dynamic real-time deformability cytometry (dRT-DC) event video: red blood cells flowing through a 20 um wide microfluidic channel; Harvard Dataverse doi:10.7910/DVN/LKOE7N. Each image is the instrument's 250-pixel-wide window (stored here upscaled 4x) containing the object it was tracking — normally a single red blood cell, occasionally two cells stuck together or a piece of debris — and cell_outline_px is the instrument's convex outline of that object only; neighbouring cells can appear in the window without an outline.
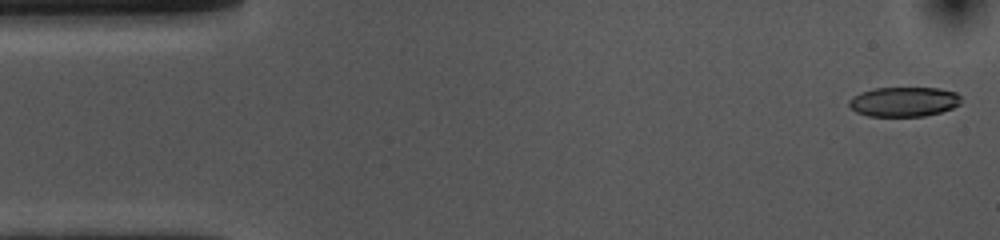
{"species": "common noctule bat (a hibernating species)", "species_latin": "Nyctalus noctula", "temperature_condition": "cold", "stored_images_in_passage": 52, "camera_frame_rate_fps": 3000, "um_per_image_px": 0.085, "animal": {"sex": "female", "body_mass_g": 10.0, "forearm_length_mm": 53.1}, "frame": {"image": 1, "passage_image": 1, "time_ms": 0.0, "image_size_px": [1000, 240], "cell_outline_px": [[960, 104], [952, 108], [940, 112], [924, 116], [868, 116], [856, 112], [848, 104], [848, 100], [852, 96], [860, 92], [876, 88], [940, 88], [956, 92], [960, 96]], "centroid_in_image_um": [76.81, 8.64], "position_along_channel_um": 8.2, "area_um2": 19.42}}
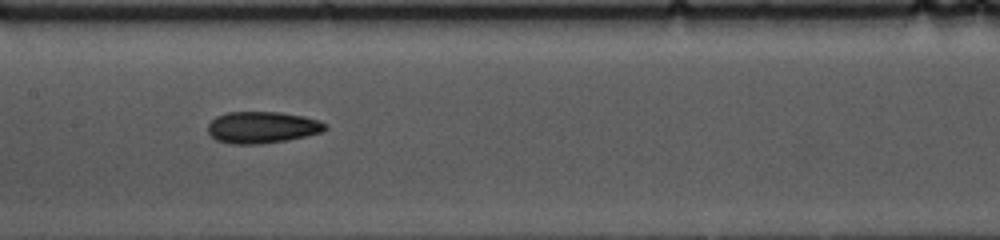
{"frame": {"image": 2, "passage_image": 24, "time_ms": 7.667, "image_size_px": [1000, 240], "cell_outline_px": [[328, 128], [320, 132], [304, 136], [284, 140], [260, 144], [232, 144], [216, 140], [208, 132], [208, 124], [216, 116], [228, 112], [280, 112], [304, 116], [328, 124]], "centroid_in_image_um": [22.26, 10.82], "position_along_channel_um": 185.1, "area_um2": 21.5}}
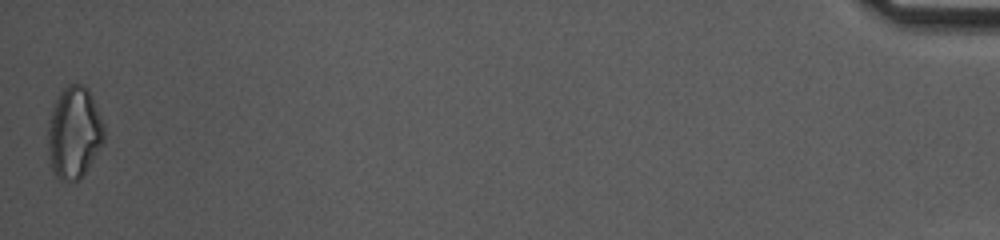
{"frame": {"image": 3, "passage_image": 52, "time_ms": 17.0, "image_size_px": [1000, 240], "cell_outline_px": [[104, 140], [92, 160], [84, 172], [76, 180], [60, 180], [56, 176], [52, 168], [48, 152], [48, 120], [56, 100], [60, 92], [68, 84], [84, 84], [88, 88], [92, 96], [104, 124]], "centroid_in_image_um": [6.29, 11.23], "position_along_channel_um": 428.9, "area_um2": 29.71}, "authors_computed_cell_mechanics": {"area_um2": 21.4438, "velocity_mm_per_s": 3.7088, "shape_relaxation_time_tau1_ms": 8.4841, "shape_relaxation_time_tau2_ms": 3.5392, "deformation_change_tau1": 0.1649, "deformation_change_tau2": 0.0976}}